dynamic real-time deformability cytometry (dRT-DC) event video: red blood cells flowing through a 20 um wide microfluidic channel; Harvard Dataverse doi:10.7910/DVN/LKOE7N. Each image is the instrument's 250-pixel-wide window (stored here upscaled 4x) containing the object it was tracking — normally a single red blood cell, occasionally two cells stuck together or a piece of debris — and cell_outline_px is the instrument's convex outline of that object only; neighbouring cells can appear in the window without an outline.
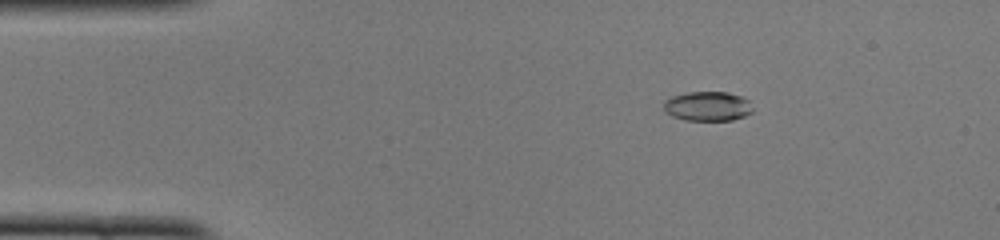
{"species": "common noctule bat (a hibernating species)", "species_latin": "Nyctalus noctula", "temperature_condition": "cold", "stored_images_in_passage": 50, "camera_frame_rate_fps": 3000, "um_per_image_px": 0.085, "animal": {"sex": "female", "body_mass_g": 22.0, "forearm_length_mm": 56.7}, "frame": {"image": 1, "passage_image": 8, "time_ms": 2.333, "image_size_px": [1000, 240], "cell_outline_px": [[752, 112], [744, 116], [732, 120], [684, 120], [672, 116], [664, 112], [664, 100], [672, 96], [688, 92], [728, 92], [740, 96], [748, 100], [752, 108]], "centroid_in_image_um": [60.12, 9.03], "position_along_channel_um": 24.9, "area_um2": 15.32}}
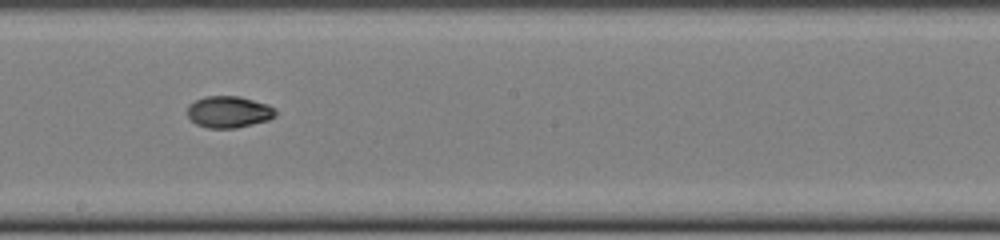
{"frame": {"image": 2, "passage_image": 28, "time_ms": 9.0, "image_size_px": [1000, 240], "cell_outline_px": [[276, 116], [268, 120], [236, 128], [208, 128], [196, 124], [188, 116], [188, 104], [204, 96], [240, 96], [268, 104], [276, 108]], "centroid_in_image_um": [19.46, 9.5], "position_along_channel_um": 228.7, "area_um2": 16.36}}
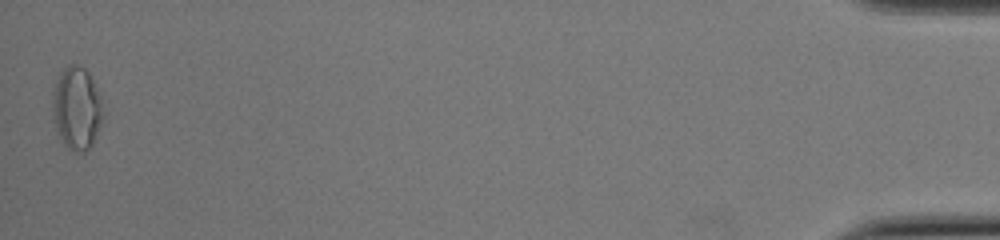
{"frame": {"image": 3, "passage_image": 50, "time_ms": 16.333, "image_size_px": [1000, 240], "cell_outline_px": [[104, 116], [92, 144], [84, 152], [72, 152], [64, 144], [56, 128], [52, 108], [52, 92], [56, 80], [60, 72], [68, 64], [76, 64], [84, 68], [88, 72], [96, 88], [100, 100]], "centroid_in_image_um": [6.5, 9.19], "position_along_channel_um": 428.7, "area_um2": 24.22}, "authors_computed_cell_mechanics": {"area_um2": 16.3574, "velocity_mm_per_s": 3.9954, "shape_relaxation_time_tau1_ms": 4.5109, "shape_relaxation_time_tau2_ms": 3.2461, "deformation_change_tau1": 0.1456, "deformation_change_tau2": 0.0487}}